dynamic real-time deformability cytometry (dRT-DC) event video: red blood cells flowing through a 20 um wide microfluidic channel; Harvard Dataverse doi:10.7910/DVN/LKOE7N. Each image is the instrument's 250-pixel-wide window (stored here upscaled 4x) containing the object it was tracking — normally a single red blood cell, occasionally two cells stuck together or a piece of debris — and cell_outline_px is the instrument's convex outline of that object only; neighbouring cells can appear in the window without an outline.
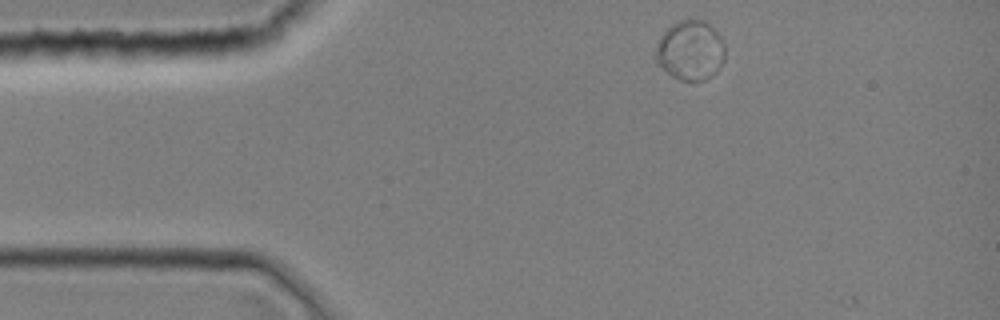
{"species": "common noctule bat (a hibernating species)", "species_latin": "Nyctalus noctula", "temperature_condition": "room temperature", "stored_images_in_passage": 34, "camera_frame_rate_fps": 3000, "um_per_image_px": 0.085, "animal": {"sex": "female", "body_mass_g": 19.0, "forearm_length_mm": 51.5}, "frame": {"image": 1, "passage_image": 1, "time_ms": 0.0, "image_size_px": [1000, 320], "cell_outline_px": [[724, 60], [720, 68], [712, 76], [704, 80], [680, 80], [672, 76], [656, 64], [656, 48], [660, 36], [672, 24], [680, 20], [696, 16], [704, 20], [720, 36], [724, 44]], "centroid_in_image_um": [58.68, 4.26], "position_along_channel_um": 26.3, "area_um2": 24.39}}
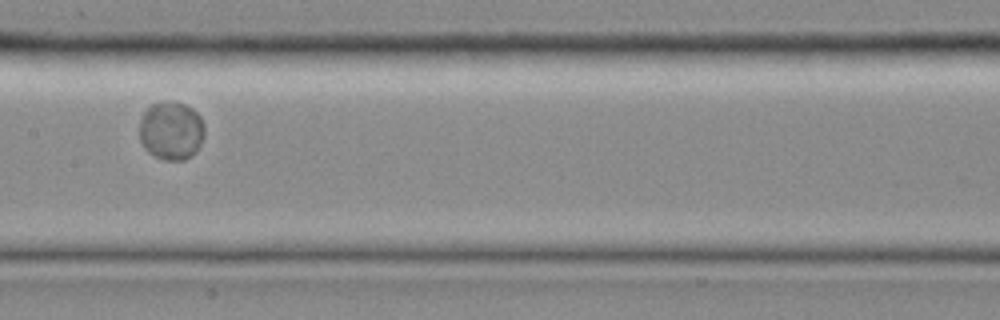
{"frame": {"image": 2, "passage_image": 15, "time_ms": 4.667, "image_size_px": [1000, 320], "cell_outline_px": [[204, 136], [196, 152], [184, 160], [164, 160], [152, 156], [144, 148], [140, 140], [140, 120], [144, 112], [152, 104], [164, 100], [168, 100], [184, 104], [192, 108], [200, 116], [204, 124]], "centroid_in_image_um": [14.55, 11.11], "position_along_channel_um": 192.9, "area_um2": 22.43}}
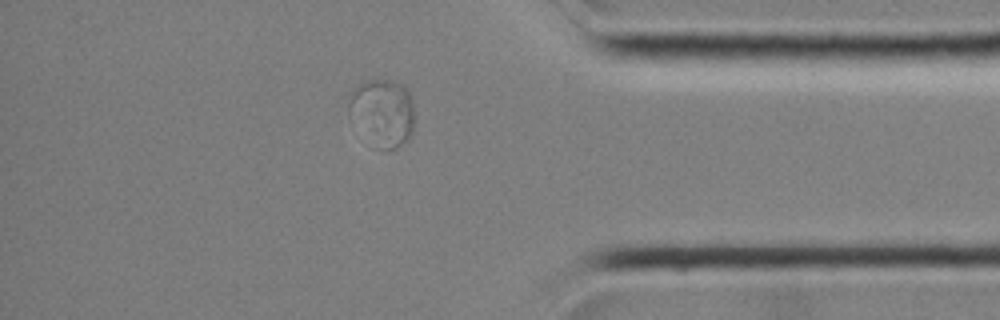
{"frame": {"image": 3, "passage_image": 29, "time_ms": 9.333, "image_size_px": [1000, 320], "cell_outline_px": [[416, 120], [412, 132], [408, 140], [396, 148], [384, 148], [348, 112], [348, 104], [352, 88], [368, 80], [388, 80], [400, 84], [408, 88], [412, 92]], "centroid_in_image_um": [32.64, 9.44], "position_along_channel_um": 402.6, "area_um2": 24.91}}